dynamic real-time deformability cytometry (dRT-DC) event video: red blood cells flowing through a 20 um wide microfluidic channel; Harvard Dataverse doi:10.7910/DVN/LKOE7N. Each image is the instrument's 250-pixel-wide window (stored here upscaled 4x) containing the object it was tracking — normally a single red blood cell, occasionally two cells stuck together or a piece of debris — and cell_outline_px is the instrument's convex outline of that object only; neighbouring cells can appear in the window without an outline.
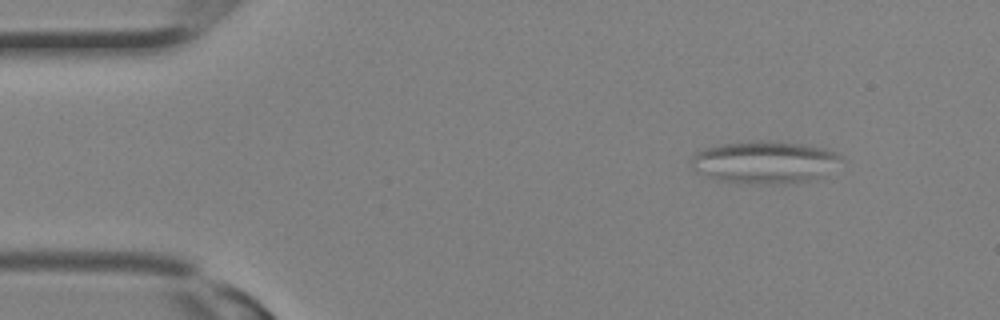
{"species": "Egyptian fruit bat (a non-hibernating species)", "species_latin": "Rousettus aegyptiacus", "temperature_condition": "room temperature", "stored_images_in_passage": 20, "camera_frame_rate_fps": 3000, "um_per_image_px": 0.085, "animal": {"sex": "female"}, "frame": {"image": 1, "passage_image": 3, "time_ms": 0.667, "image_size_px": [1000, 320], "cell_outline_px": [[844, 160], [824, 176], [816, 180], [776, 184], [740, 184], [712, 180], [696, 172], [692, 168], [692, 156], [696, 152], [704, 148], [720, 144], [756, 140], [768, 140], [804, 144], [824, 148], [836, 152]], "centroid_in_image_um": [64.98, 13.8], "position_along_channel_um": 20.0, "area_um2": 37.97}}
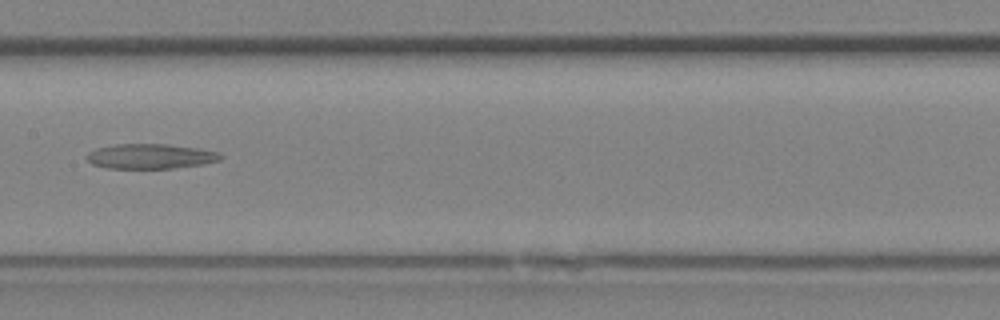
{"frame": {"image": 2, "passage_image": 15, "time_ms": 4.667, "image_size_px": [1000, 320], "cell_outline_px": [[224, 156], [220, 160], [204, 164], [172, 168], [104, 168], [92, 164], [88, 160], [88, 152], [96, 148], [116, 144], [168, 144], [196, 148], [220, 152]], "centroid_in_image_um": [12.81, 13.28], "position_along_channel_um": 194.6, "area_um2": 19.42}}
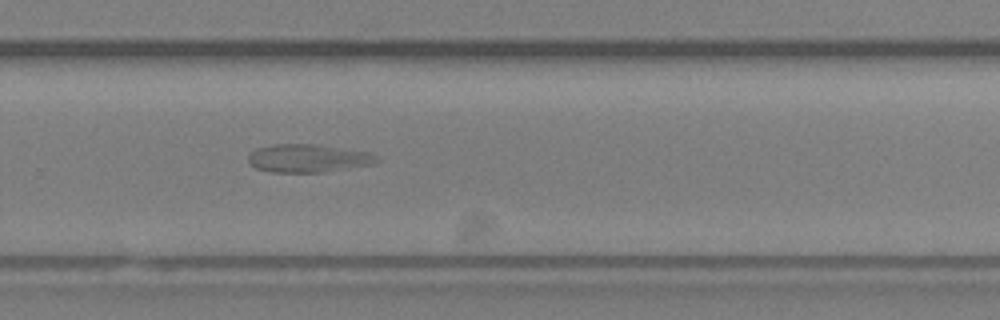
{"frame": {"image": 3, "passage_image": 20, "time_ms": 6.333, "image_size_px": [1000, 320], "cell_outline_px": [[380, 160], [376, 164], [324, 172], [268, 172], [256, 168], [248, 160], [248, 156], [256, 148], [276, 144], [312, 144], [368, 152], [376, 156]], "centroid_in_image_um": [26.2, 13.46], "position_along_channel_um": 303.6, "area_um2": 20.92}}